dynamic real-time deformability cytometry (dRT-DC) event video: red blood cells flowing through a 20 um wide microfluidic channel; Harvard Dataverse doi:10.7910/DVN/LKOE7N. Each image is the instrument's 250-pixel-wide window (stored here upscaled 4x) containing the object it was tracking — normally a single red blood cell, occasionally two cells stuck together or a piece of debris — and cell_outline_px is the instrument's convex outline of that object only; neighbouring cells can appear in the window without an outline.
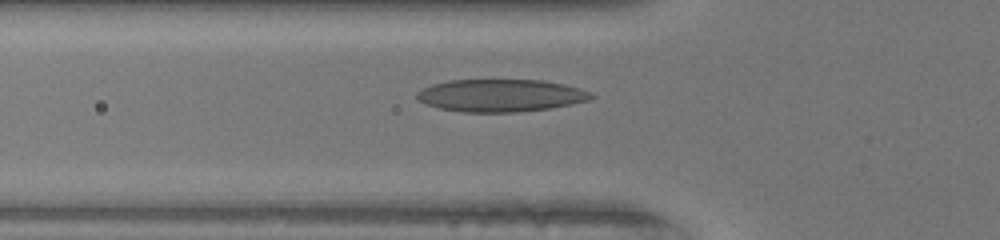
{"species": "human", "species_latin": "Homo sapiens", "temperature_condition": "warm", "stored_images_in_passage": 48, "camera_frame_rate_fps": 3000, "um_per_image_px": 0.085, "donor": {"sex": "female"}, "frame": {"image": 1, "passage_image": 16, "time_ms": 5.0, "image_size_px": [1000, 240], "cell_outline_px": [[596, 96], [588, 100], [572, 104], [552, 108], [516, 112], [464, 112], [440, 108], [428, 104], [420, 100], [416, 96], [416, 92], [432, 84], [448, 80], [544, 80], [564, 84], [580, 88], [592, 92]], "centroid_in_image_um": [42.61, 8.11], "position_along_channel_um": 83.2, "area_um2": 33.0}}
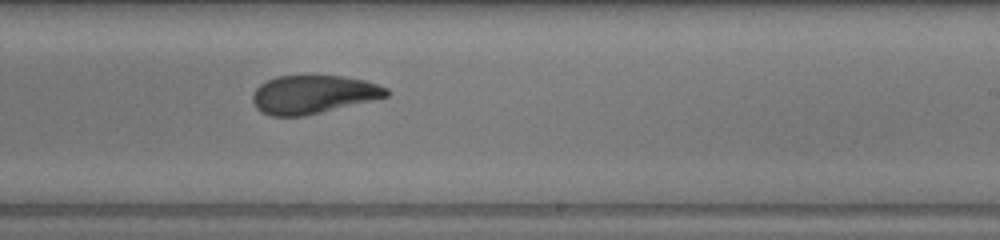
{"frame": {"image": 2, "passage_image": 29, "time_ms": 9.333, "image_size_px": [1000, 240], "cell_outline_px": [[388, 96], [372, 100], [304, 116], [272, 116], [260, 112], [256, 108], [252, 100], [252, 96], [256, 88], [260, 84], [276, 76], [340, 76], [364, 80], [388, 88]], "centroid_in_image_um": [26.58, 8.03], "position_along_channel_um": 262.4, "area_um2": 29.65}}
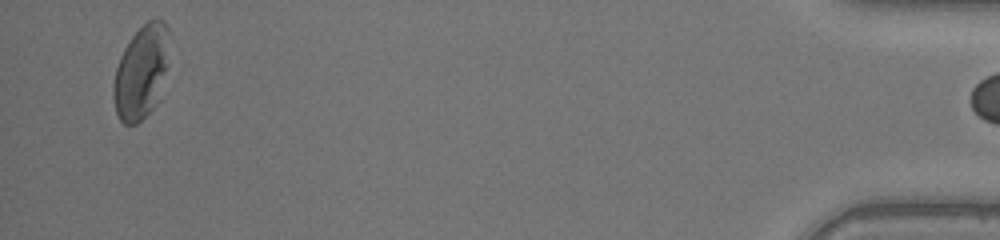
{"frame": {"image": 3, "passage_image": 47, "time_ms": 15.333, "image_size_px": [1000, 240], "cell_outline_px": [[168, 32], [164, 72], [156, 104], [136, 124], [124, 124], [120, 120], [116, 112], [112, 96], [112, 84], [116, 68], [120, 56], [124, 48], [132, 36], [148, 20], [156, 16], [164, 20], [168, 28]], "centroid_in_image_um": [11.94, 6.1], "position_along_channel_um": 423.3, "area_um2": 29.77}}